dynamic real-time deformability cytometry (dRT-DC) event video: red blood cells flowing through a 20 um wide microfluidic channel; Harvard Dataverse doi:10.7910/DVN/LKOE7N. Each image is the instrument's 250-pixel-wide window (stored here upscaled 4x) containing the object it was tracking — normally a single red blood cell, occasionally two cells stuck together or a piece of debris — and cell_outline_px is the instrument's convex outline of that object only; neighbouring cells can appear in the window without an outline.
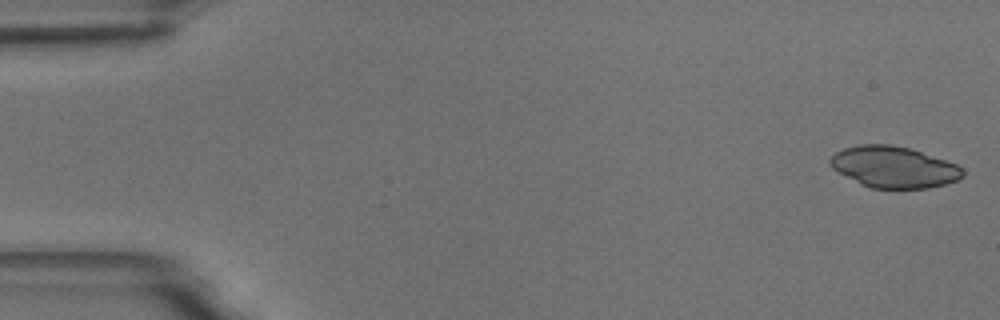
{"species": "common noctule bat (a hibernating species)", "species_latin": "Nyctalus noctula", "temperature_condition": "room temperature", "stored_images_in_passage": 4, "camera_frame_rate_fps": 3000, "um_per_image_px": 0.085, "animal": {"sex": "male", "body_mass_g": 18.8}, "frame": {"image": 1, "passage_image": 1, "time_ms": 0.0, "image_size_px": [1000, 320], "cell_outline_px": [[964, 176], [956, 180], [944, 184], [928, 188], [872, 188], [860, 184], [832, 168], [828, 164], [828, 160], [836, 152], [844, 148], [860, 144], [888, 144], [908, 148], [956, 164], [964, 172]], "centroid_in_image_um": [75.93, 14.2], "position_along_channel_um": 9.1, "area_um2": 31.56}}